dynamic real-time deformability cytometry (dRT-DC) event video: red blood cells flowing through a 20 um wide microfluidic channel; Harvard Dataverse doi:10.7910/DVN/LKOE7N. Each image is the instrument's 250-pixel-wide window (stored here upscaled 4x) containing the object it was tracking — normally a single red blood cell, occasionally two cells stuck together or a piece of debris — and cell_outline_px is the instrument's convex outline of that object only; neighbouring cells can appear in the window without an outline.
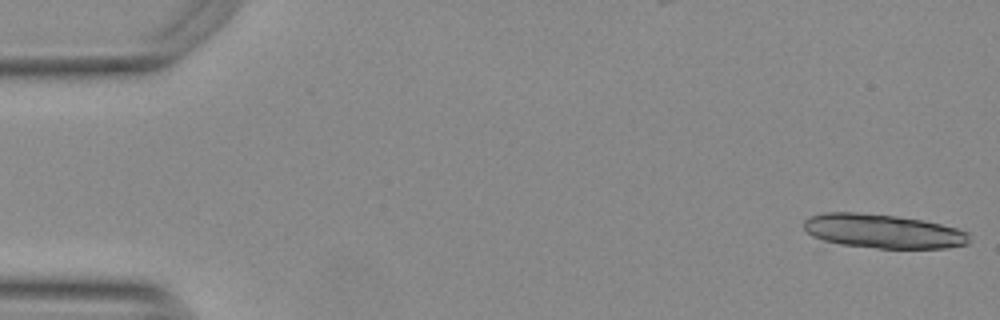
{"species": "Egyptian fruit bat (a non-hibernating species)", "species_latin": "Rousettus aegyptiacus", "temperature_condition": "warm", "stored_images_in_passage": 15, "camera_frame_rate_fps": 3000, "um_per_image_px": 0.085, "animal": {"sex": "female"}, "frame": {"image": 1, "passage_image": 1, "time_ms": 0.0, "image_size_px": [1000, 320], "cell_outline_px": [[968, 244], [948, 248], [876, 248], [840, 244], [824, 240], [812, 236], [804, 228], [804, 220], [812, 216], [824, 212], [856, 212], [896, 216], [924, 220], [956, 228], [968, 232]], "centroid_in_image_um": [75.06, 19.65], "position_along_channel_um": 9.9, "area_um2": 32.71}}